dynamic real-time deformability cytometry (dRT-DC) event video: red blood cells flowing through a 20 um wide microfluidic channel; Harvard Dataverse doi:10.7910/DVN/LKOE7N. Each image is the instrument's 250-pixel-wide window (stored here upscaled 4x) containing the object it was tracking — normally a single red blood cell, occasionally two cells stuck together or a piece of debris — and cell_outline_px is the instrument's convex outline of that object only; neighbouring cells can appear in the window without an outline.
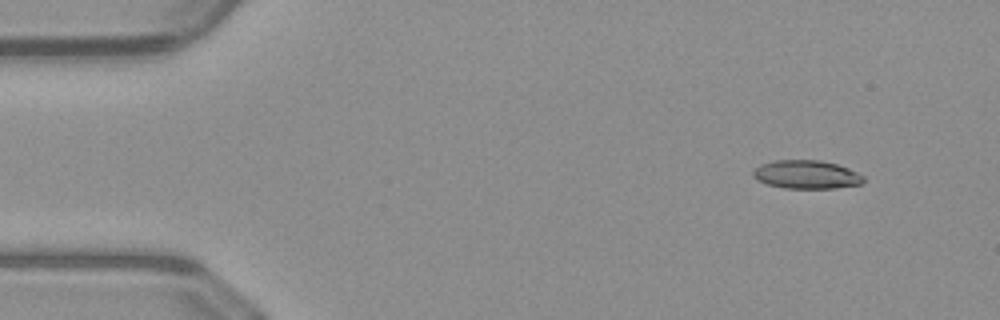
{"species": "common noctule bat (a hibernating species)", "species_latin": "Nyctalus noctula", "temperature_condition": "warm", "stored_images_in_passage": 49, "camera_frame_rate_fps": 3000, "um_per_image_px": 0.085, "animal": {"sex": "male", "body_mass_g": 23.1, "forearm_length_mm": 52.7}, "frame": {"image": 1, "passage_image": 3, "time_ms": 0.667, "image_size_px": [1000, 320], "cell_outline_px": [[864, 180], [860, 184], [836, 188], [784, 188], [768, 184], [756, 180], [752, 176], [752, 172], [760, 164], [776, 160], [820, 160], [836, 164], [848, 168], [864, 176]], "centroid_in_image_um": [68.52, 14.83], "position_along_channel_um": 16.5, "area_um2": 18.26}}
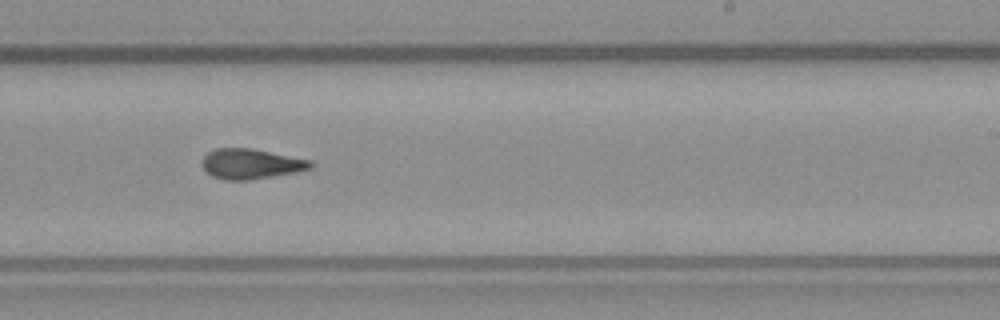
{"frame": {"image": 2, "passage_image": 29, "time_ms": 9.333, "image_size_px": [1000, 320], "cell_outline_px": [[312, 168], [296, 172], [248, 180], [224, 180], [212, 176], [200, 164], [200, 160], [208, 152], [216, 148], [252, 148], [312, 160]], "centroid_in_image_um": [21.31, 13.92], "position_along_channel_um": 267.7, "area_um2": 19.13}}
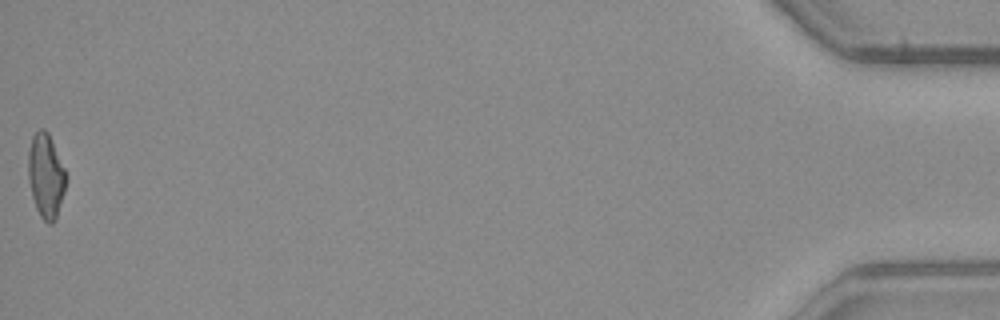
{"frame": {"image": 3, "passage_image": 49, "time_ms": 16.0, "image_size_px": [1000, 320], "cell_outline_px": [[68, 180], [56, 220], [52, 224], [48, 224], [40, 216], [36, 208], [32, 196], [28, 180], [28, 152], [32, 136], [40, 128], [44, 128], [48, 132], [68, 176]], "centroid_in_image_um": [3.91, 14.96], "position_along_channel_um": 431.3, "area_um2": 18.84}, "authors_computed_cell_mechanics": {"area_um2": 18.7272, "velocity_mm_per_s": 4.0782, "shape_relaxation_time_tau1_ms": null, "shape_relaxation_time_tau2_ms": 5.6232, "deformation_change_tau1": null, "deformation_change_tau2": 0.1748}}